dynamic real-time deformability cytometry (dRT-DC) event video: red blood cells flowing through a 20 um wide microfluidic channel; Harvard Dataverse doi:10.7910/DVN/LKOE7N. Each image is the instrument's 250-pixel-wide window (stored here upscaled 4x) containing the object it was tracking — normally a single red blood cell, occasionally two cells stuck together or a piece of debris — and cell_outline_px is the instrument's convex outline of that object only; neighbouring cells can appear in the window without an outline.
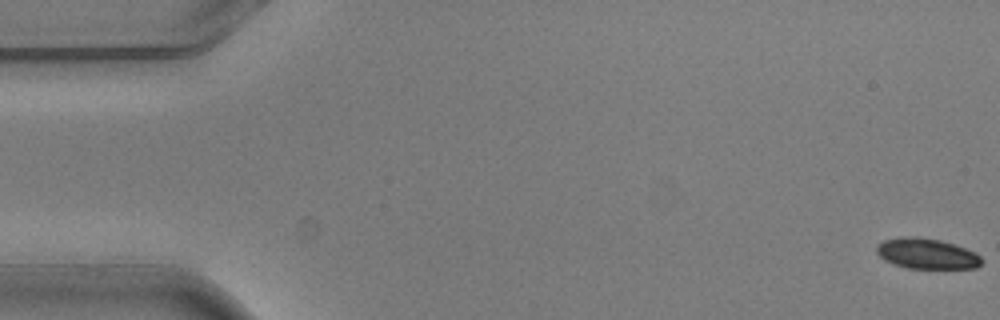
{"species": "common noctule bat (a hibernating species)", "species_latin": "Nyctalus noctula", "temperature_condition": "warm", "stored_images_in_passage": 6, "camera_frame_rate_fps": 3000, "um_per_image_px": 0.085, "animal": {"sex": "male", "body_mass_g": 20.5, "forearm_length_mm": 52.5}, "frame": {"image": 1, "passage_image": 1, "time_ms": 0.0, "image_size_px": [1000, 320], "cell_outline_px": [[984, 260], [976, 268], [908, 268], [892, 264], [884, 260], [876, 252], [876, 244], [884, 240], [900, 236], [920, 236], [940, 240], [956, 244], [976, 252]], "centroid_in_image_um": [78.76, 21.54], "position_along_channel_um": 6.2, "area_um2": 19.02}}
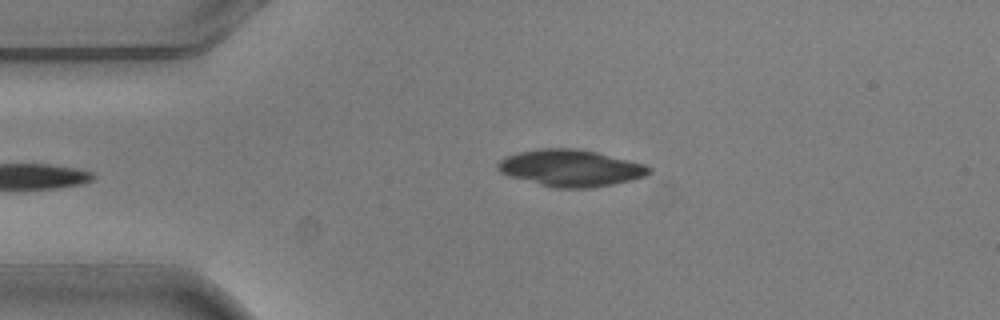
{"frame": {"image": 2, "passage_image": 6, "time_ms": 1.667, "image_size_px": [1000, 320], "cell_outline_px": [[652, 172], [644, 176], [632, 180], [612, 184], [588, 188], [556, 188], [540, 184], [512, 176], [500, 172], [496, 168], [496, 164], [500, 160], [508, 156], [520, 152], [540, 148], [576, 148], [596, 152], [644, 164], [652, 168]], "centroid_in_image_um": [48.53, 14.28], "position_along_channel_um": 36.5, "area_um2": 32.02}}